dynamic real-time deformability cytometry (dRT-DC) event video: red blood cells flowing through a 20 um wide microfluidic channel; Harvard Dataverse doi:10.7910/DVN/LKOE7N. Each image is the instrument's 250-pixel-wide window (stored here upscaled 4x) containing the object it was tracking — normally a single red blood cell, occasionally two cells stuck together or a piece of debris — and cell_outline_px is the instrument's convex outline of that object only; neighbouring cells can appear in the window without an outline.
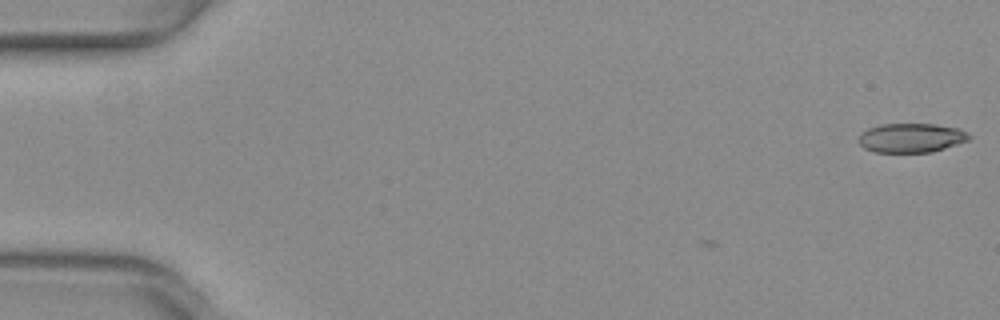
{"species": "common noctule bat (a hibernating species)", "species_latin": "Nyctalus noctula", "temperature_condition": "warm", "stored_images_in_passage": 3, "camera_frame_rate_fps": 3000, "um_per_image_px": 0.085, "animal": {"sex": "female", "body_mass_g": 29.2, "forearm_length_mm": 56.3}, "frame": {"image": 1, "passage_image": 3, "time_ms": 0.667, "image_size_px": [1000, 320], "cell_outline_px": [[972, 136], [968, 140], [932, 152], [876, 152], [864, 148], [860, 144], [860, 132], [868, 128], [880, 124], [932, 124], [960, 128]], "centroid_in_image_um": [77.45, 11.71], "position_along_channel_um": 7.5, "area_um2": 18.73}}